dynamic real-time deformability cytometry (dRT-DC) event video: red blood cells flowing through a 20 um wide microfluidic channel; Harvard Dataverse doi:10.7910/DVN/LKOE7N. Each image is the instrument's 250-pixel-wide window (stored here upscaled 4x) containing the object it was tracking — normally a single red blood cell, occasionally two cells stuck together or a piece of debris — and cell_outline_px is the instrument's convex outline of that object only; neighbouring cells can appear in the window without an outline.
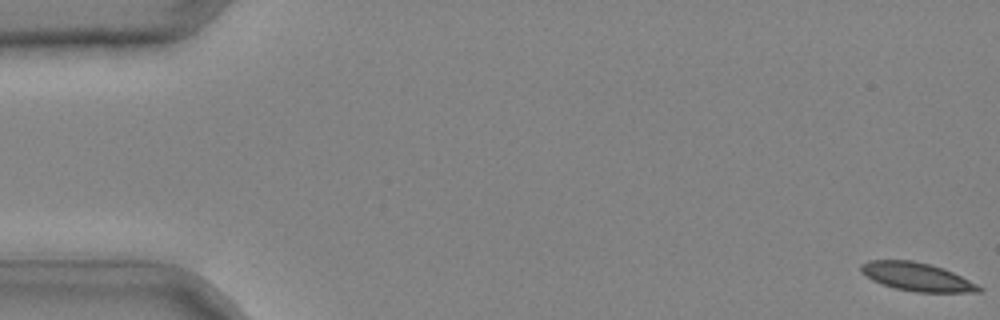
{"species": "common noctule bat (a hibernating species)", "species_latin": "Nyctalus noctula", "temperature_condition": "cold", "stored_images_in_passage": 43, "camera_frame_rate_fps": 3000, "um_per_image_px": 0.085, "animal": {"sex": "male", "body_mass_g": 20.4}, "frame": {"image": 1, "passage_image": 1, "time_ms": 0.0, "image_size_px": [1000, 320], "cell_outline_px": [[984, 288], [980, 292], [916, 292], [896, 288], [872, 280], [860, 272], [860, 264], [868, 260], [912, 260], [944, 268]], "centroid_in_image_um": [77.91, 23.52], "position_along_channel_um": 7.1, "area_um2": 19.31}}
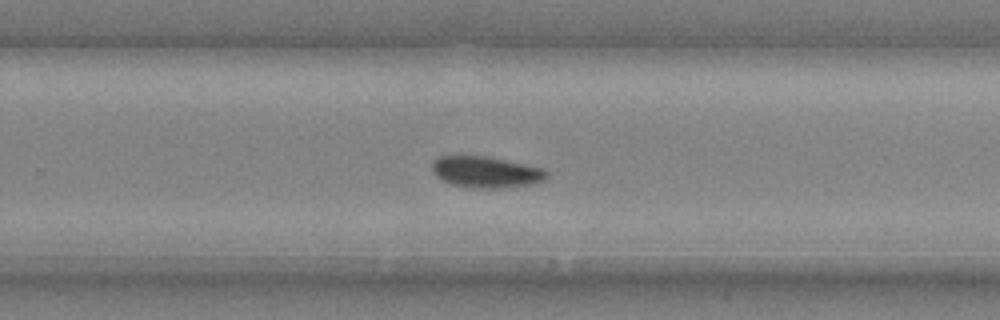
{"frame": {"image": 2, "passage_image": 29, "time_ms": 9.333, "image_size_px": [1000, 320], "cell_outline_px": [[548, 176], [544, 180], [532, 184], [496, 188], [472, 188], [452, 184], [436, 176], [432, 172], [432, 164], [440, 156], [488, 156], [524, 164], [540, 168], [548, 172]], "centroid_in_image_um": [41.3, 14.62], "position_along_channel_um": 288.5, "area_um2": 20.63}}
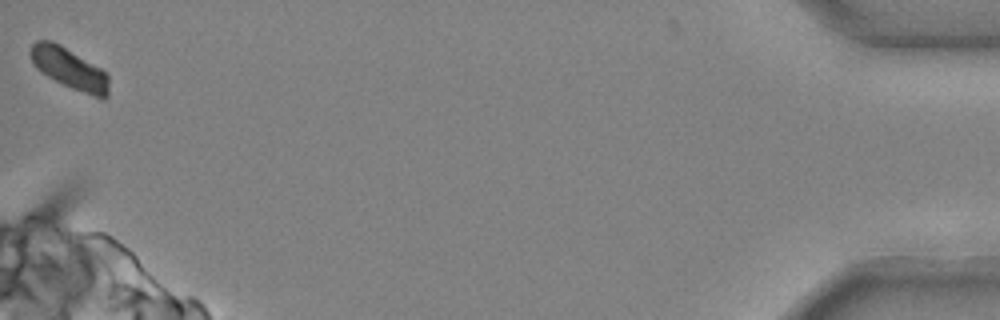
{"frame": {"image": 3, "passage_image": 43, "time_ms": 14.0, "image_size_px": [1000, 320], "cell_outline_px": [[108, 96], [104, 100], [72, 88], [40, 72], [32, 64], [28, 52], [32, 44], [36, 40], [52, 40], [60, 44], [108, 72]], "centroid_in_image_um": [5.88, 5.8], "position_along_channel_um": 429.3, "area_um2": 18.9}}